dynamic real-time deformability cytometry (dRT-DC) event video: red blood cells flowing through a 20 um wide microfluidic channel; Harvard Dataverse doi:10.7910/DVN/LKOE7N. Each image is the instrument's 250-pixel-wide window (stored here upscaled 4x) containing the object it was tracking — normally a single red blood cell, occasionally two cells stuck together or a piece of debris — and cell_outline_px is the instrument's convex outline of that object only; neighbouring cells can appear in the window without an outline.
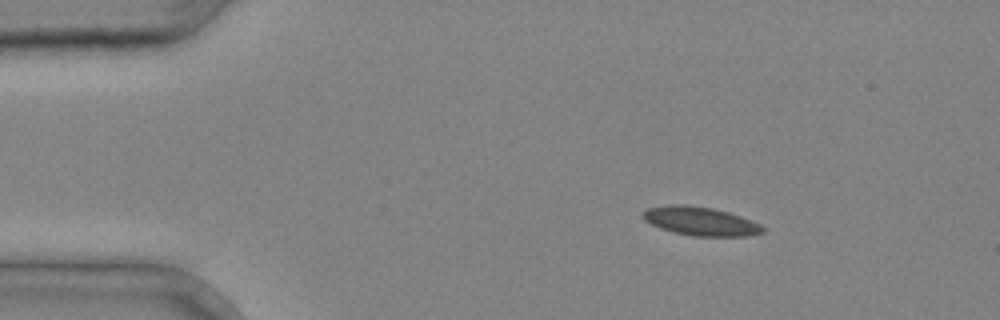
{"species": "common noctule bat (a hibernating species)", "species_latin": "Nyctalus noctula", "temperature_condition": "cold", "stored_images_in_passage": 3, "camera_frame_rate_fps": 3000, "um_per_image_px": 0.085, "animal": {"sex": "male", "body_mass_g": 20.4}, "frame": {"image": 1, "passage_image": 1, "time_ms": 0.0, "image_size_px": [1000, 320], "cell_outline_px": [[768, 228], [764, 232], [748, 236], [692, 236], [672, 232], [660, 228], [644, 220], [640, 216], [648, 208], [668, 204], [684, 204], [712, 208], [728, 212], [740, 216], [760, 224]], "centroid_in_image_um": [59.54, 18.8], "position_along_channel_um": 25.5, "area_um2": 20.17}}
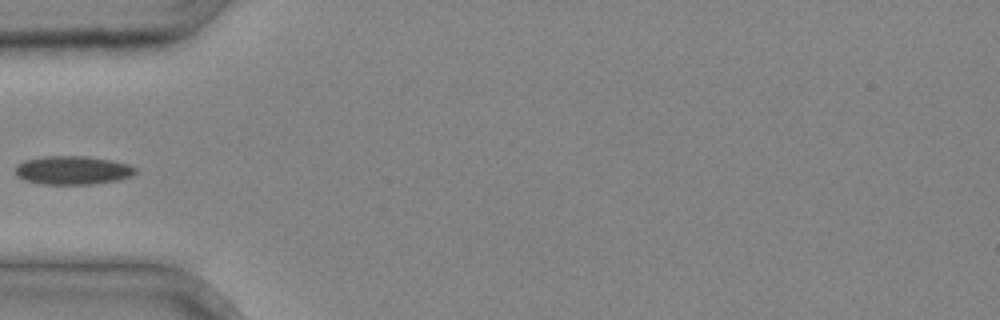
{"frame": {"image": 2, "passage_image": 3, "time_ms": 0.667, "image_size_px": [1000, 320], "cell_outline_px": [[136, 172], [132, 176], [116, 180], [92, 184], [44, 184], [24, 180], [16, 176], [16, 164], [24, 160], [44, 156], [88, 156], [112, 160], [128, 164], [136, 168]], "centroid_in_image_um": [6.16, 14.46], "position_along_channel_um": 78.8, "area_um2": 20.06}}